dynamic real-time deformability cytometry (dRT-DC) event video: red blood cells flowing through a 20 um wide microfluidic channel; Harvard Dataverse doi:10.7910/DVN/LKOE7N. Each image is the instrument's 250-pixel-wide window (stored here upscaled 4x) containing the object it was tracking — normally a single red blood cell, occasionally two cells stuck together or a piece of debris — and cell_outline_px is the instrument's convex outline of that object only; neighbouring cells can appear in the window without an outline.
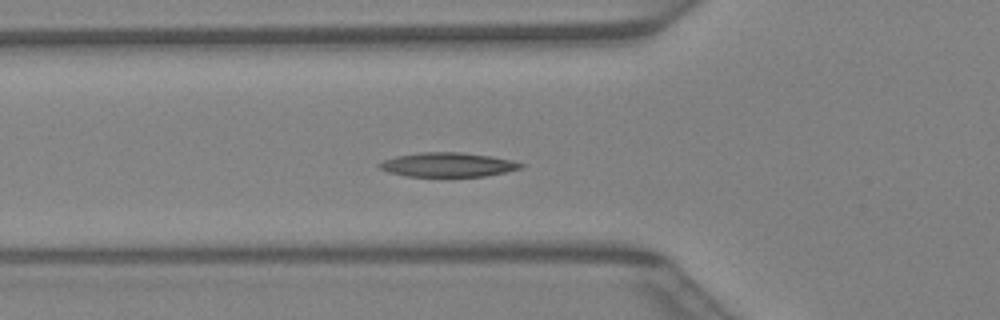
{"species": "Egyptian fruit bat (a non-hibernating species)", "species_latin": "Rousettus aegyptiacus", "temperature_condition": "warm", "stored_images_in_passage": 42, "camera_frame_rate_fps": 3000, "um_per_image_px": 0.085, "animal": {"sex": "female"}, "frame": {"image": 1, "passage_image": 15, "time_ms": 4.667, "image_size_px": [1000, 320], "cell_outline_px": [[524, 168], [484, 176], [404, 176], [388, 172], [380, 168], [376, 164], [384, 160], [396, 156], [420, 152], [460, 152], [492, 156], [512, 160], [524, 164]], "centroid_in_image_um": [38.06, 13.99], "position_along_channel_um": 87.7, "area_um2": 20.0}}
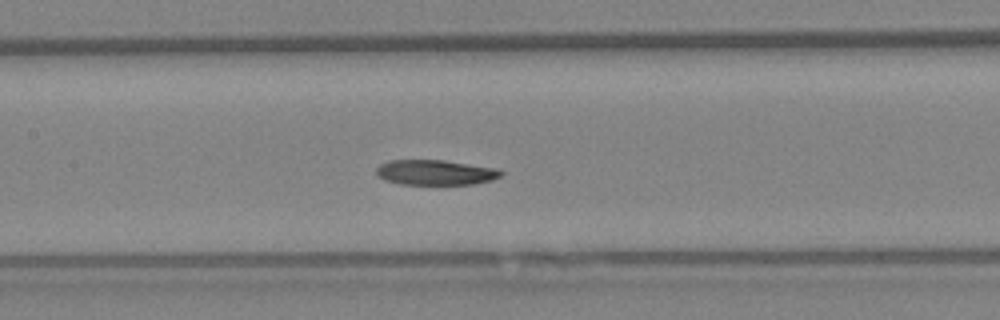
{"frame": {"image": 2, "passage_image": 20, "time_ms": 6.333, "image_size_px": [1000, 320], "cell_outline_px": [[504, 172], [500, 176], [492, 180], [472, 184], [400, 184], [384, 180], [376, 172], [376, 168], [380, 164], [388, 160], [444, 160], [496, 168]], "centroid_in_image_um": [37.0, 14.65], "position_along_channel_um": 170.4, "area_um2": 18.21}}
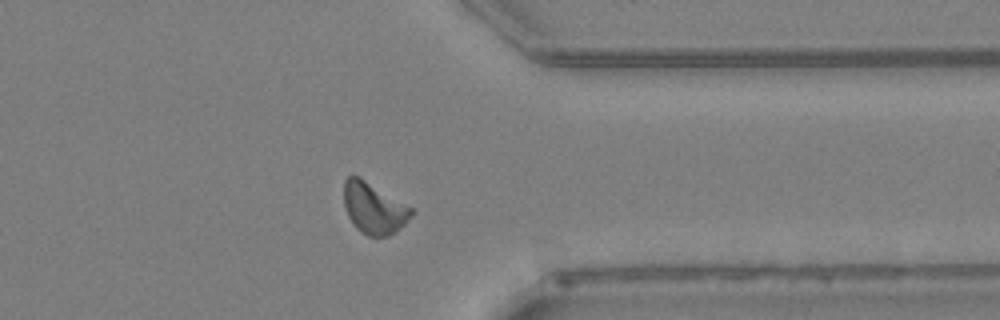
{"frame": {"image": 3, "passage_image": 33, "time_ms": 10.667, "image_size_px": [1000, 320], "cell_outline_px": [[412, 212], [408, 220], [396, 232], [388, 236], [368, 236], [360, 232], [356, 228], [348, 216], [344, 204], [344, 180], [348, 176], [360, 176], [412, 208]], "centroid_in_image_um": [31.75, 17.69], "position_along_channel_um": 379.7, "area_um2": 20.0}}